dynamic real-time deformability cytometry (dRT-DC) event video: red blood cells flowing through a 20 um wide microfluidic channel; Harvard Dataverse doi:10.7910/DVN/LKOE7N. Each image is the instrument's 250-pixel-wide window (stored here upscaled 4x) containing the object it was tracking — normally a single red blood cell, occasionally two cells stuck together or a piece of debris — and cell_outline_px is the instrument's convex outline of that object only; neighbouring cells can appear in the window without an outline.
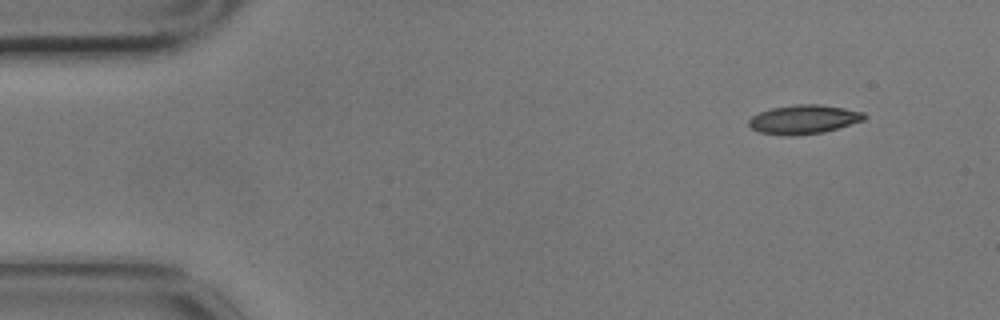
{"species": "common noctule bat (a hibernating species)", "species_latin": "Nyctalus noctula", "temperature_condition": "cold", "stored_images_in_passage": 6, "segment_of_instrument_passage": [2, 2], "camera_frame_rate_fps": 3000, "um_per_image_px": 0.085, "animal": {"sex": "male", "body_mass_g": 17.9}, "frame": {"image": 1, "passage_image": 6, "time_ms": 1.667, "image_size_px": [1000, 320], "cell_outline_px": [[868, 116], [864, 120], [824, 132], [792, 136], [784, 136], [760, 132], [752, 128], [748, 124], [748, 120], [752, 116], [760, 112], [772, 108], [796, 104], [820, 104], [844, 108], [864, 112]], "centroid_in_image_um": [68.33, 10.15], "position_along_channel_um": 16.7, "area_um2": 19.54}}